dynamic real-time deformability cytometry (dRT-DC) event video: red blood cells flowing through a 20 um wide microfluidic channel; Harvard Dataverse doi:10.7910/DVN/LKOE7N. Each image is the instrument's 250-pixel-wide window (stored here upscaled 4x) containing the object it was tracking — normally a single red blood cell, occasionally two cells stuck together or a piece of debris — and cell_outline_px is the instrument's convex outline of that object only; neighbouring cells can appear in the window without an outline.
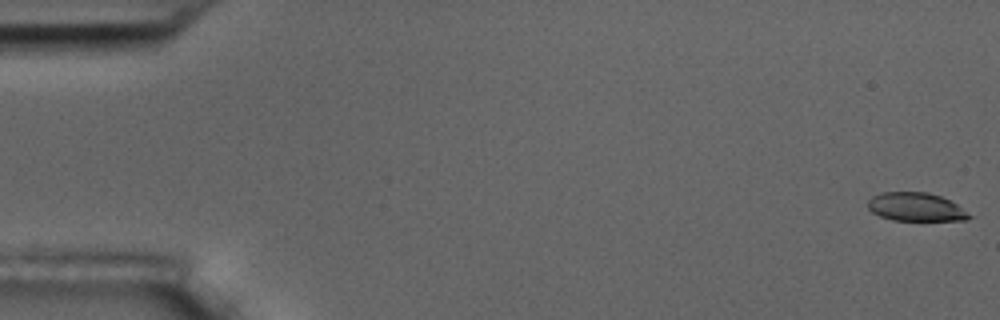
{"species": "common noctule bat (a hibernating species)", "species_latin": "Nyctalus noctula", "temperature_condition": "room temperature", "stored_images_in_passage": 5, "camera_frame_rate_fps": 3000, "um_per_image_px": 0.085, "animal": {"sex": "male", "body_mass_g": 17.5, "forearm_length_mm": 52.3}, "frame": {"image": 1, "passage_image": 1, "time_ms": 0.0, "image_size_px": [1000, 320], "cell_outline_px": [[976, 216], [968, 220], [892, 220], [880, 216], [872, 212], [868, 208], [868, 200], [872, 196], [880, 192], [928, 192], [940, 196], [956, 204]], "centroid_in_image_um": [77.87, 17.59], "position_along_channel_um": 7.1, "area_um2": 16.94}}
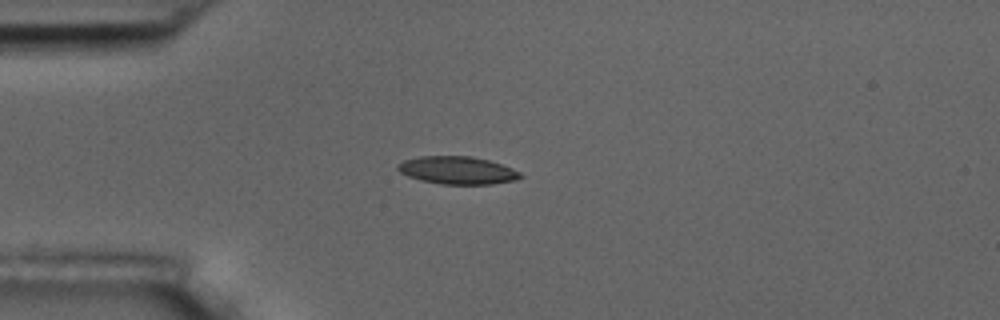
{"frame": {"image": 2, "passage_image": 5, "time_ms": 4.667, "image_size_px": [1000, 320], "cell_outline_px": [[524, 176], [516, 180], [492, 184], [440, 184], [420, 180], [408, 176], [400, 172], [396, 168], [396, 164], [404, 160], [420, 156], [472, 156], [488, 160], [512, 168], [520, 172]], "centroid_in_image_um": [38.87, 14.47], "position_along_channel_um": 46.1, "area_um2": 19.88}}